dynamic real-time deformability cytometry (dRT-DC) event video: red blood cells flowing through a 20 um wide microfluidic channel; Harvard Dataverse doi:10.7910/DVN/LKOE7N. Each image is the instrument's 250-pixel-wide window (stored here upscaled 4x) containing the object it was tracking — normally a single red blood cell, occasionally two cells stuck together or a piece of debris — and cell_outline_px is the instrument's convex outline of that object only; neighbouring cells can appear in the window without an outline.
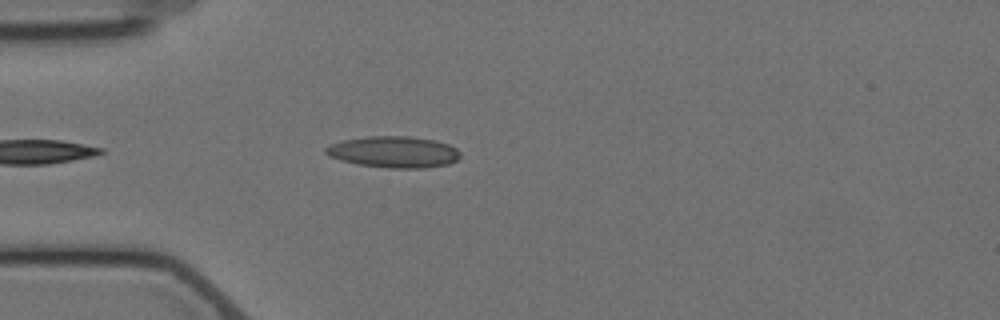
{"species": "Egyptian fruit bat (a non-hibernating species)", "species_latin": "Rousettus aegyptiacus", "temperature_condition": "cold", "stored_images_in_passage": 5, "camera_frame_rate_fps": 3000, "um_per_image_px": 0.085, "animal": {"sex": "female"}, "frame": {"image": 1, "passage_image": 5, "time_ms": 4.667, "image_size_px": [1000, 320], "cell_outline_px": [[460, 156], [456, 160], [448, 164], [424, 168], [388, 168], [356, 164], [340, 160], [328, 156], [324, 152], [324, 148], [332, 144], [344, 140], [368, 136], [408, 136], [436, 140], [448, 144], [456, 148], [460, 152]], "centroid_in_image_um": [33.46, 12.92], "position_along_channel_um": 51.5, "area_um2": 24.68}}